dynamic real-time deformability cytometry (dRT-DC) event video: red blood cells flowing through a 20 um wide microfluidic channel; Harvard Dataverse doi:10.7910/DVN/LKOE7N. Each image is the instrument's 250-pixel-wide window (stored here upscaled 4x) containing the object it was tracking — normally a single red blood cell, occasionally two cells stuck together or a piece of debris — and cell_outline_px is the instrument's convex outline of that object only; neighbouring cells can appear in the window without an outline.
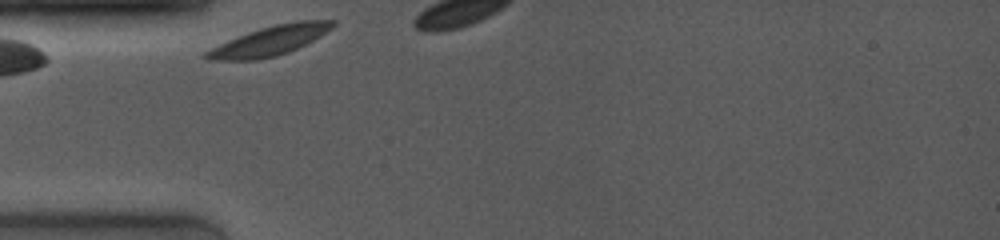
{"species": "common noctule bat (a hibernating species)", "species_latin": "Nyctalus noctula", "temperature_condition": "room temperature", "stored_images_in_passage": 3, "camera_frame_rate_fps": 4000, "um_per_image_px": 0.085, "animal": {"sex": "female", "body_mass_g": 19.0, "forearm_length_mm": 53.3}, "frame": {"image": 1, "passage_image": 1, "time_ms": 0.0, "image_size_px": [1000, 240], "cell_outline_px": [[336, 24], [332, 28], [320, 36], [288, 52], [276, 56], [256, 60], [208, 60], [200, 56], [204, 52], [220, 44], [248, 32], [260, 28], [276, 24], [296, 20], [336, 20]], "centroid_in_image_um": [22.92, 3.46], "position_along_channel_um": 62.1, "area_um2": 21.56}}